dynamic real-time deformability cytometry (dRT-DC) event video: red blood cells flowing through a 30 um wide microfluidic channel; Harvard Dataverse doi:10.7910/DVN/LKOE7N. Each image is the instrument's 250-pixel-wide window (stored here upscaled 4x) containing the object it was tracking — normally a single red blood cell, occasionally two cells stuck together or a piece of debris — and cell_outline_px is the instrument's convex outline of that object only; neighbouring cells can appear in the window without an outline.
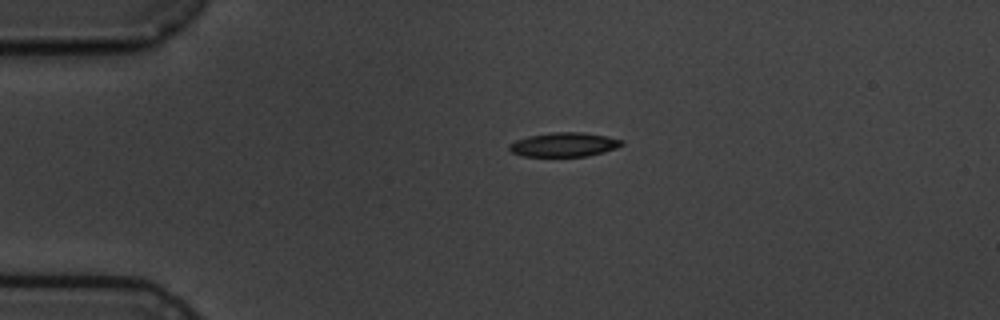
{"species": "common noctule bat (a hibernating species)", "species_latin": "Nyctalus noctula", "temperature_condition": "cold", "stored_images_in_passage": 2, "camera_frame_rate_fps": 3000, "um_per_image_px": 0.085, "animal": {"sex": "male", "body_mass_g": 19.5, "forearm_length_mm": 54.6}, "frame": {"image": 1, "passage_image": 1, "time_ms": 0.0, "image_size_px": [1000, 320], "cell_outline_px": [[624, 144], [616, 148], [604, 152], [588, 156], [524, 156], [512, 152], [508, 148], [508, 144], [516, 140], [528, 136], [552, 132], [584, 132], [608, 136], [624, 140]], "centroid_in_image_um": [47.97, 12.28], "position_along_channel_um": 37.0, "area_um2": 15.95}}